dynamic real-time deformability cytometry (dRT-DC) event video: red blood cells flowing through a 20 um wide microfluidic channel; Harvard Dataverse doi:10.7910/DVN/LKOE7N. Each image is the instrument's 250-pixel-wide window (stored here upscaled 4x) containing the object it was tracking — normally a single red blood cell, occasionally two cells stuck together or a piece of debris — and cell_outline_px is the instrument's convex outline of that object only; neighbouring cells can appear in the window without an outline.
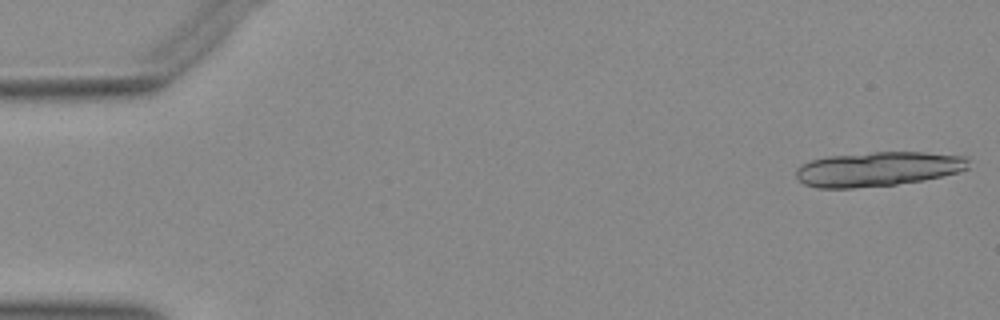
{"species": "Egyptian fruit bat (a non-hibernating species)", "species_latin": "Rousettus aegyptiacus", "temperature_condition": "warm", "stored_images_in_passage": 15, "camera_frame_rate_fps": 3000, "um_per_image_px": 0.085, "animal": {"sex": "female"}, "frame": {"image": 1, "passage_image": 1, "time_ms": 0.0, "image_size_px": [1000, 320], "cell_outline_px": [[968, 168], [956, 172], [924, 180], [896, 184], [852, 188], [816, 188], [804, 184], [796, 176], [796, 168], [812, 160], [828, 156], [872, 152], [924, 152], [968, 156]], "centroid_in_image_um": [74.62, 14.36], "position_along_channel_um": 10.4, "area_um2": 34.56}}